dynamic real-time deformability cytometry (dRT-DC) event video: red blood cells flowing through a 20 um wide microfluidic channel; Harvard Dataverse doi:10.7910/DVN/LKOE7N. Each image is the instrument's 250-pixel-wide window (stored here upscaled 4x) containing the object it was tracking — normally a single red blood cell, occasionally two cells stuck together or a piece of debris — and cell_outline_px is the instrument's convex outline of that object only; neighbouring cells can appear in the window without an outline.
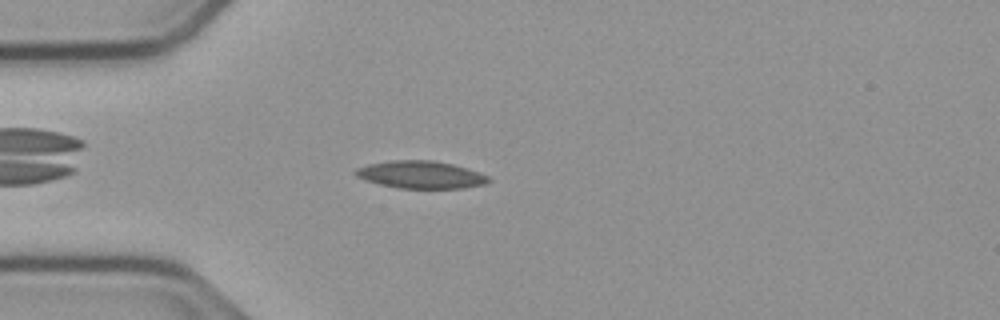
{"species": "common noctule bat (a hibernating species)", "species_latin": "Nyctalus noctula", "temperature_condition": "cold", "stored_images_in_passage": 38, "camera_frame_rate_fps": 3000, "um_per_image_px": 0.085, "animal": {"sex": "male", "body_mass_g": 23.1, "forearm_length_mm": 52.7}, "frame": {"image": 1, "passage_image": 6, "time_ms": 1.667, "image_size_px": [1000, 320], "cell_outline_px": [[492, 180], [484, 184], [464, 188], [400, 188], [380, 184], [364, 180], [356, 176], [352, 172], [356, 168], [368, 164], [392, 160], [432, 160], [452, 164], [468, 168], [480, 172], [488, 176]], "centroid_in_image_um": [35.76, 14.84], "position_along_channel_um": 49.2, "area_um2": 21.39}}
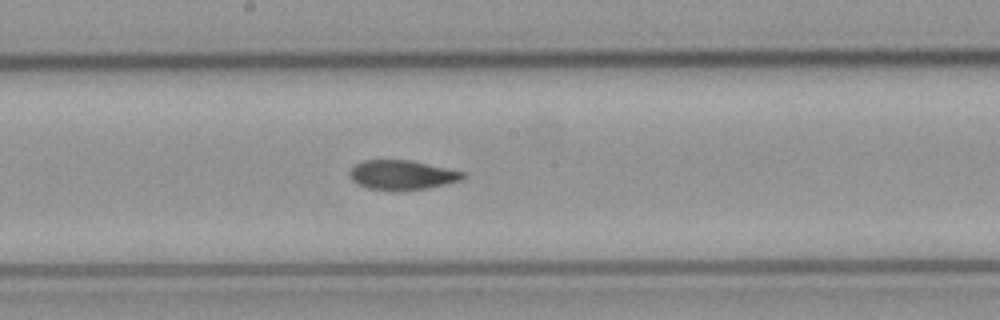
{"frame": {"image": 2, "passage_image": 20, "time_ms": 6.333, "image_size_px": [1000, 320], "cell_outline_px": [[464, 176], [460, 180], [448, 184], [428, 188], [400, 192], [396, 192], [368, 188], [352, 180], [348, 172], [356, 164], [364, 160], [408, 160], [464, 172]], "centroid_in_image_um": [34.15, 14.9], "position_along_channel_um": 214.0, "area_um2": 19.48}}
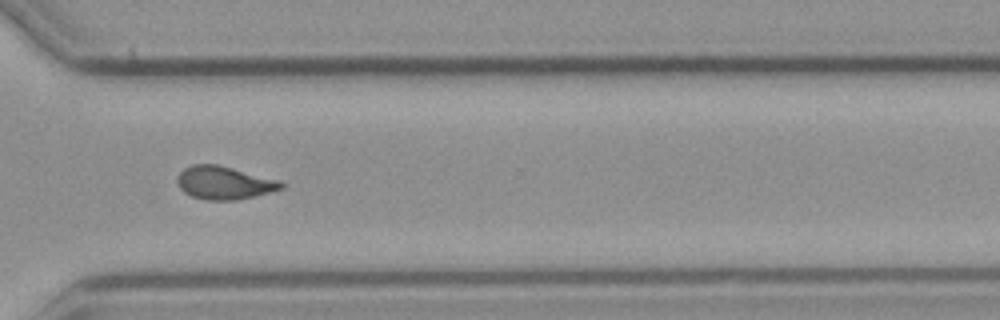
{"frame": {"image": 3, "passage_image": 31, "time_ms": 10.0, "image_size_px": [1000, 320], "cell_outline_px": [[284, 188], [236, 200], [208, 200], [192, 196], [184, 192], [180, 188], [176, 180], [180, 172], [184, 168], [192, 164], [216, 164], [280, 180], [284, 184]], "centroid_in_image_um": [19.03, 15.53], "position_along_channel_um": 351.6, "area_um2": 19.83}, "authors_computed_cell_mechanics": {"area_um2": 19.9699, "velocity_mm_per_s": 3.7556, "shape_relaxation_time_tau1_ms": 6.4215, "shape_relaxation_time_tau2_ms": 3.18, "deformation_change_tau1": 0.1839, "deformation_change_tau2": 0.0852}}